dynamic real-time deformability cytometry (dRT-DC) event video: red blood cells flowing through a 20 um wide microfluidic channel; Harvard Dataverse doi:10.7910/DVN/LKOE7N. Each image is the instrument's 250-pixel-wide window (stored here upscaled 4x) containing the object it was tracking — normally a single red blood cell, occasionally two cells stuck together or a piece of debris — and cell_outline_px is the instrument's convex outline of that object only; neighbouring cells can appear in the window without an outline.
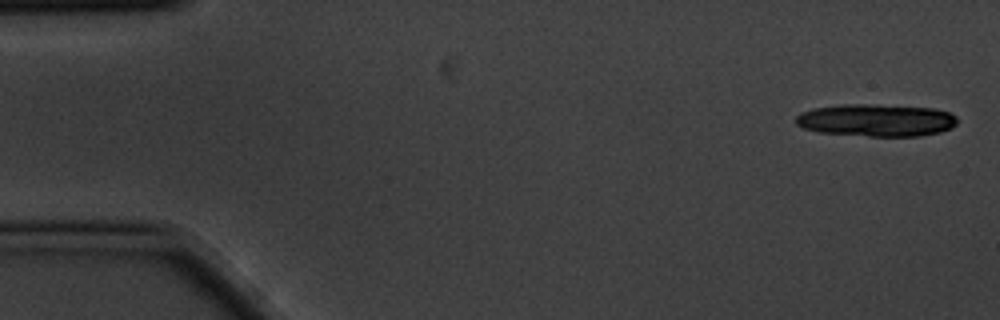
{"species": "common noctule bat (a hibernating species)", "species_latin": "Nyctalus noctula", "temperature_condition": "cold", "stored_images_in_passage": 8, "camera_frame_rate_fps": 3000, "um_per_image_px": 0.085, "animal": {"sex": "male", "body_mass_g": 20.1, "forearm_length_mm": 53.5}, "frame": {"image": 1, "passage_image": 1, "time_ms": 0.0, "image_size_px": [1000, 320], "cell_outline_px": [[956, 124], [952, 128], [940, 132], [920, 136], [868, 136], [820, 132], [804, 128], [796, 124], [796, 116], [800, 112], [812, 108], [844, 104], [872, 104], [936, 108], [948, 112], [956, 116]], "centroid_in_image_um": [74.49, 10.21], "position_along_channel_um": 10.5, "area_um2": 30.63}}
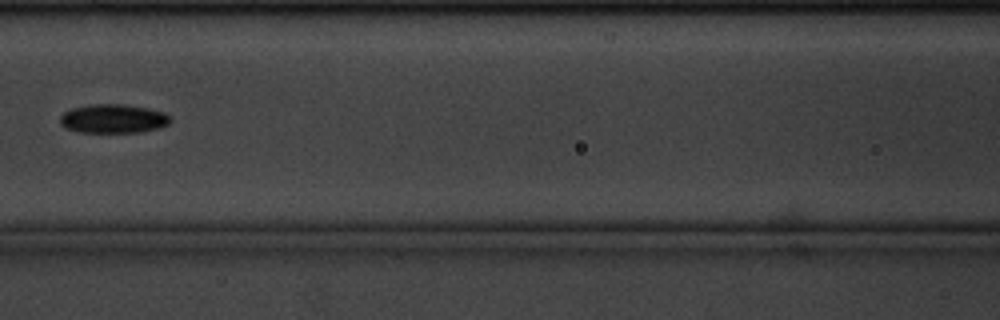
{"frame": {"image": 2, "passage_image": 8, "time_ms": 2.333, "image_size_px": [1000, 320], "cell_outline_px": [[172, 120], [168, 124], [160, 128], [140, 132], [76, 132], [64, 128], [60, 124], [60, 116], [64, 112], [72, 108], [92, 104], [124, 104], [148, 108], [164, 112]], "centroid_in_image_um": [9.61, 10.09], "position_along_channel_um": 157.0, "area_um2": 18.73}}